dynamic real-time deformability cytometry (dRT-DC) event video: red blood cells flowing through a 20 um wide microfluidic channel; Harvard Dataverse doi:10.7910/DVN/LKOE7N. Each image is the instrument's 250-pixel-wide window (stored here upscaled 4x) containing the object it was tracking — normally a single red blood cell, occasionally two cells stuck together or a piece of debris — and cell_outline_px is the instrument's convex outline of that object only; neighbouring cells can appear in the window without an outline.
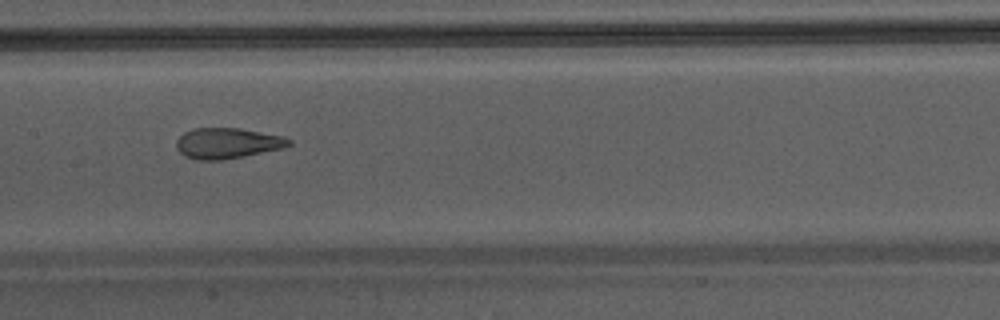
{"species": "Egyptian fruit bat (a non-hibernating species)", "species_latin": "Rousettus aegyptiacus", "temperature_condition": "warm", "stored_images_in_passage": 32, "camera_frame_rate_fps": 3000, "um_per_image_px": 0.085, "animal": {"sex": "male"}, "frame": {"image": 1, "passage_image": 10, "time_ms": 3.0, "image_size_px": [1000, 320], "cell_outline_px": [[292, 144], [284, 148], [220, 160], [192, 160], [184, 156], [176, 148], [176, 140], [184, 132], [192, 128], [240, 128], [284, 136], [292, 140]], "centroid_in_image_um": [19.31, 12.17], "position_along_channel_um": 188.1, "area_um2": 20.23}}